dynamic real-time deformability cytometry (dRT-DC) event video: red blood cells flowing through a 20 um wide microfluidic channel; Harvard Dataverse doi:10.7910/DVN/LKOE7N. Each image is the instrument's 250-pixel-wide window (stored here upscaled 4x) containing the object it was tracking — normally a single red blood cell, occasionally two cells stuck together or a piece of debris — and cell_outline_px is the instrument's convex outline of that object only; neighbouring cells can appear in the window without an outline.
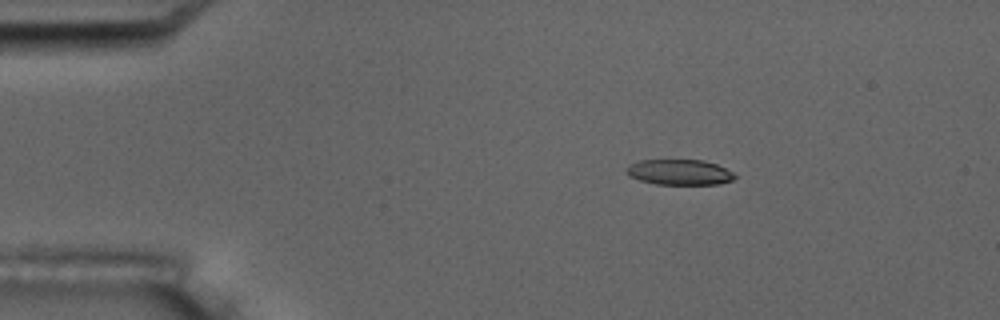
{"species": "common noctule bat (a hibernating species)", "species_latin": "Nyctalus noctula", "temperature_condition": "room temperature", "stored_images_in_passage": 4, "camera_frame_rate_fps": 3000, "um_per_image_px": 0.085, "animal": {"sex": "male", "body_mass_g": 17.5, "forearm_length_mm": 52.3}, "frame": {"image": 1, "passage_image": 2, "time_ms": 2.0, "image_size_px": [1000, 320], "cell_outline_px": [[736, 176], [732, 180], [720, 184], [656, 184], [640, 180], [628, 176], [624, 172], [632, 164], [640, 160], [704, 160], [716, 164], [732, 172]], "centroid_in_image_um": [57.75, 14.64], "position_along_channel_um": 27.3, "area_um2": 15.95}}